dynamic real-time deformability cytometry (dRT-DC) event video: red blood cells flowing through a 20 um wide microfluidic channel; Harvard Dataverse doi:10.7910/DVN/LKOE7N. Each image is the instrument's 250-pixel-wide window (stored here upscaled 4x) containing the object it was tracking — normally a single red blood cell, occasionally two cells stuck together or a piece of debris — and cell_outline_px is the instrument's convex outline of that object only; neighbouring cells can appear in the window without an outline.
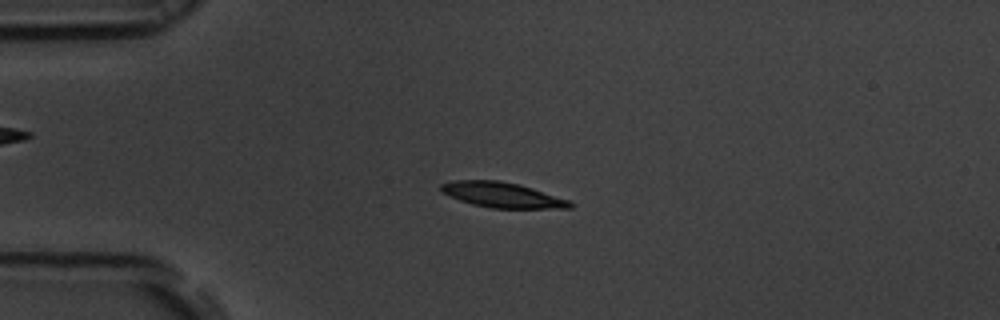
{"species": "common noctule bat (a hibernating species)", "species_latin": "Nyctalus noctula", "temperature_condition": "room temperature", "stored_images_in_passage": 54, "camera_frame_rate_fps": 3000, "um_per_image_px": 0.085, "animal": {"sex": "male", "body_mass_g": 19.5, "forearm_length_mm": 54.6}, "frame": {"image": 1, "passage_image": 13, "time_ms": 4.0, "image_size_px": [1000, 320], "cell_outline_px": [[576, 204], [572, 208], [492, 208], [472, 204], [460, 200], [440, 192], [440, 184], [452, 180], [500, 180], [520, 184], [568, 200]], "centroid_in_image_um": [42.67, 16.56], "position_along_channel_um": 42.3, "area_um2": 19.02}}
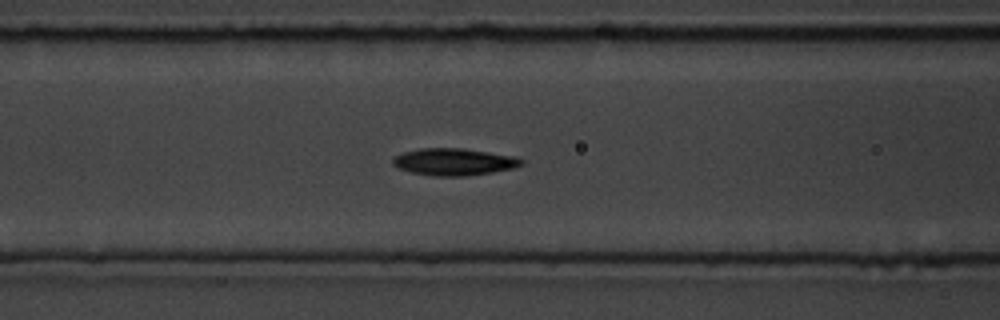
{"frame": {"image": 2, "passage_image": 22, "time_ms": 7.0, "image_size_px": [1000, 320], "cell_outline_px": [[524, 164], [516, 168], [492, 172], [464, 176], [432, 176], [412, 172], [400, 168], [392, 164], [392, 160], [396, 156], [404, 152], [420, 148], [464, 148], [516, 156], [524, 160]], "centroid_in_image_um": [38.65, 13.75], "position_along_channel_um": 128.0, "area_um2": 20.35}}
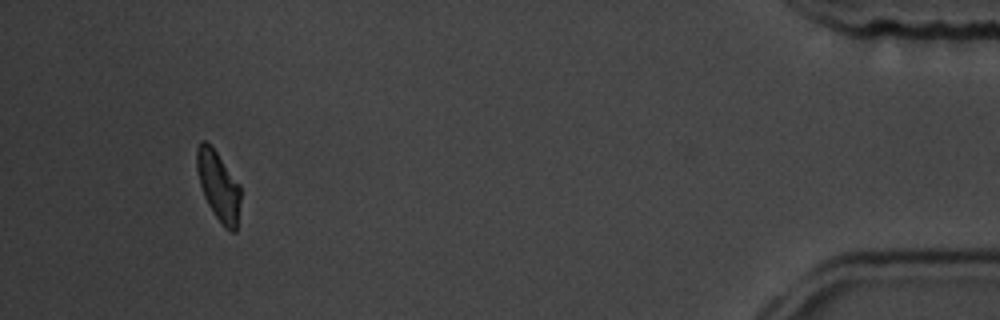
{"frame": {"image": 3, "passage_image": 51, "time_ms": 16.667, "image_size_px": [1000, 320], "cell_outline_px": [[240, 200], [236, 232], [232, 232], [224, 228], [208, 204], [204, 196], [200, 184], [196, 168], [196, 148], [200, 140], [204, 140], [216, 152], [240, 184]], "centroid_in_image_um": [18.56, 15.81], "position_along_channel_um": 416.6, "area_um2": 17.57}, "authors_computed_cell_mechanics": {"area_um2": 19.3052, "velocity_mm_per_s": 3.7113, "shape_relaxation_time_tau1_ms": 2.7801, "shape_relaxation_time_tau2_ms": 3.5396, "deformation_change_tau1": 0.1397, "deformation_change_tau2": 0.0769}}